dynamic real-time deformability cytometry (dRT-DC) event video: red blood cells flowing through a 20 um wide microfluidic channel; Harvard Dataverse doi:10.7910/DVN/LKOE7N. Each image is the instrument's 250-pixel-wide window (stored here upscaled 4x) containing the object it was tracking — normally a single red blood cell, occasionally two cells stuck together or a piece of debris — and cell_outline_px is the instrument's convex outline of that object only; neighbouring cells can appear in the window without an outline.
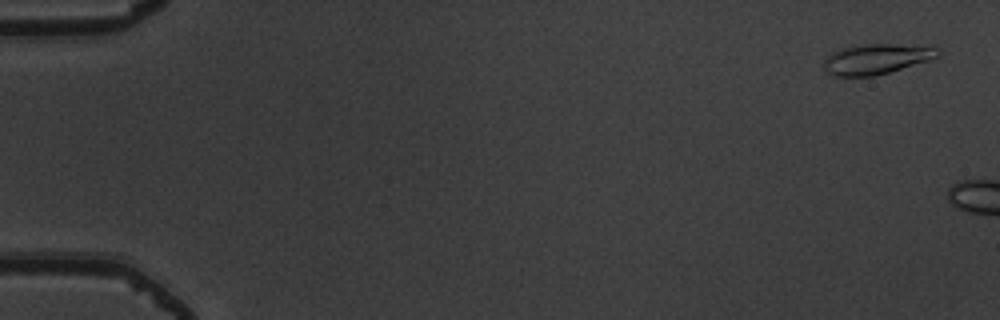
{"species": "common noctule bat (a hibernating species)", "species_latin": "Nyctalus noctula", "temperature_condition": "warm", "stored_images_in_passage": 7, "camera_frame_rate_fps": 3000, "um_per_image_px": 0.085, "animal": {"sex": "male", "body_mass_g": 19.5, "forearm_length_mm": 54.6}, "frame": {"image": 1, "passage_image": 2, "time_ms": 0.333, "image_size_px": [1000, 320], "cell_outline_px": [[940, 56], [932, 60], [876, 76], [836, 76], [828, 72], [824, 68], [824, 60], [832, 52], [844, 48], [864, 44], [892, 44], [936, 48], [940, 52]], "centroid_in_image_um": [74.51, 5.03], "position_along_channel_um": 10.5, "area_um2": 19.94}}